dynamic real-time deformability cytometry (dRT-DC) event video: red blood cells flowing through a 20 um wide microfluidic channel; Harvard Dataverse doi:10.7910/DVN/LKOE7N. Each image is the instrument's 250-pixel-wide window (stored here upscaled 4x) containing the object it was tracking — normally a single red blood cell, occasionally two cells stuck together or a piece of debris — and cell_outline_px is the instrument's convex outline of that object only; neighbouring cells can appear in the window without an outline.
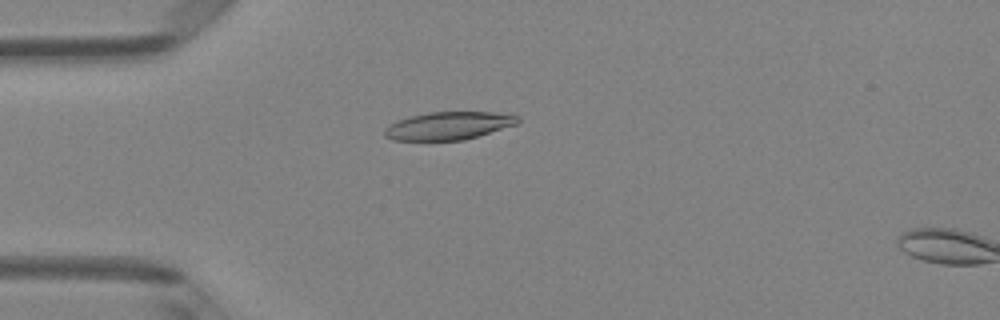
{"species": "Egyptian fruit bat (a non-hibernating species)", "species_latin": "Rousettus aegyptiacus", "temperature_condition": "room temperature", "stored_images_in_passage": 3, "camera_frame_rate_fps": 3000, "um_per_image_px": 0.085, "animal": {"sex": "female"}, "frame": {"image": 1, "passage_image": 2, "time_ms": 0.333, "image_size_px": [1000, 320], "cell_outline_px": [[520, 120], [516, 124], [464, 140], [392, 140], [384, 136], [384, 128], [388, 124], [412, 116], [428, 112], [492, 112], [520, 116]], "centroid_in_image_um": [38.1, 10.69], "position_along_channel_um": 46.9, "area_um2": 21.44}}